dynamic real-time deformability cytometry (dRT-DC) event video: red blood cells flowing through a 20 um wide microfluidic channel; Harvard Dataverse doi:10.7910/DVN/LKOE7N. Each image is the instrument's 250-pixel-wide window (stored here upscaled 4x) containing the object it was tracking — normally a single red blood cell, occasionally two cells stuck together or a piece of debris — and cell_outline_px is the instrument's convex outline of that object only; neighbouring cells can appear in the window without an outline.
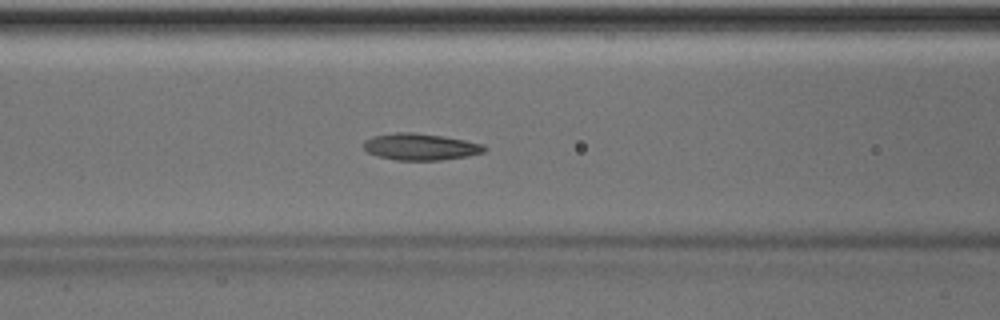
{"species": "Egyptian fruit bat (a non-hibernating species)", "species_latin": "Rousettus aegyptiacus", "temperature_condition": "room temperature", "stored_images_in_passage": 50, "camera_frame_rate_fps": 3000, "um_per_image_px": 0.085, "animal": {"sex": "male"}, "frame": {"image": 1, "passage_image": 20, "time_ms": 6.333, "image_size_px": [1000, 320], "cell_outline_px": [[488, 148], [484, 152], [468, 156], [440, 160], [396, 160], [376, 156], [368, 152], [364, 148], [364, 140], [372, 136], [396, 132], [412, 132], [444, 136], [484, 144]], "centroid_in_image_um": [35.74, 12.47], "position_along_channel_um": 130.9, "area_um2": 18.9}}
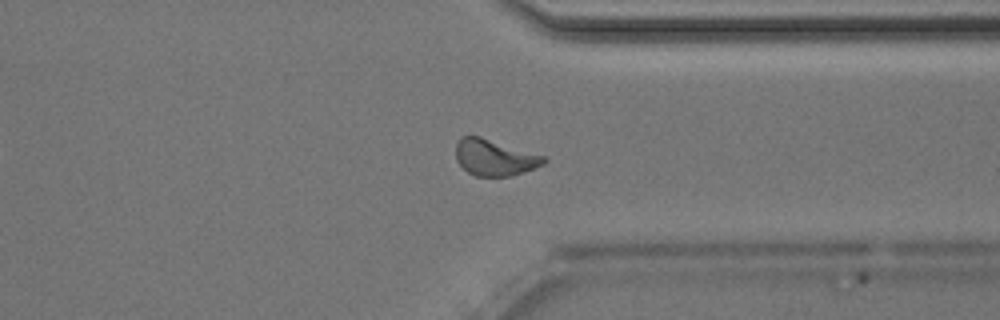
{"frame": {"image": 2, "passage_image": 38, "time_ms": 12.333, "image_size_px": [1000, 320], "cell_outline_px": [[548, 160], [544, 164], [512, 176], [476, 176], [468, 172], [456, 160], [456, 144], [460, 136], [480, 136], [544, 156]], "centroid_in_image_um": [42.02, 13.39], "position_along_channel_um": 369.4, "area_um2": 18.44}}
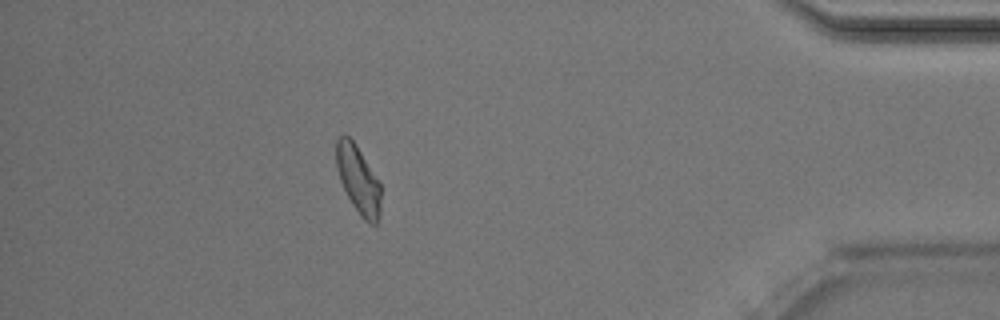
{"frame": {"image": 3, "passage_image": 44, "time_ms": 14.333, "image_size_px": [1000, 320], "cell_outline_px": [[380, 212], [376, 224], [372, 224], [364, 220], [360, 216], [352, 204], [340, 180], [336, 168], [336, 140], [344, 132], [356, 144], [380, 184]], "centroid_in_image_um": [30.43, 15.25], "position_along_channel_um": 404.8, "area_um2": 17.46}, "authors_computed_cell_mechanics": {"area_um2": 18.5538, "velocity_mm_per_s": 3.9884, "shape_relaxation_time_tau1_ms": 3.6526, "shape_relaxation_time_tau2_ms": 2.3176, "deformation_change_tau1": 0.1228, "deformation_change_tau2": 0.0971}}